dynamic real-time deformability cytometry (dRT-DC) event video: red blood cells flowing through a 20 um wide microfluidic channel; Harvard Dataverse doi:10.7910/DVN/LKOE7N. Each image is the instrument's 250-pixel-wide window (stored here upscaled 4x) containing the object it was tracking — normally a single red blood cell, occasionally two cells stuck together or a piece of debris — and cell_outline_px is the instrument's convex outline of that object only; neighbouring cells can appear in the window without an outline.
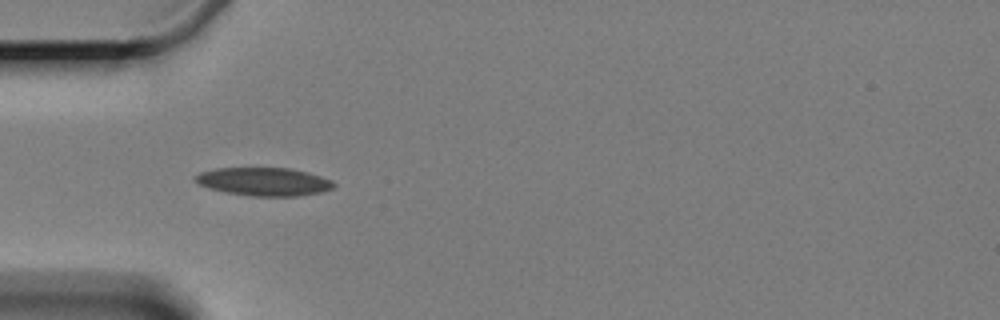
{"species": "Egyptian fruit bat (a non-hibernating species)", "species_latin": "Rousettus aegyptiacus", "temperature_condition": "cold", "stored_images_in_passage": 6, "camera_frame_rate_fps": 3000, "um_per_image_px": 0.085, "animal": {"sex": "female"}, "frame": {"image": 1, "passage_image": 5, "time_ms": 4.667, "image_size_px": [1000, 320], "cell_outline_px": [[336, 184], [332, 188], [320, 192], [296, 196], [248, 196], [224, 192], [208, 188], [200, 184], [196, 180], [196, 176], [200, 172], [216, 168], [288, 168], [308, 172], [332, 180]], "centroid_in_image_um": [22.44, 15.44], "position_along_channel_um": 62.6, "area_um2": 22.66}}
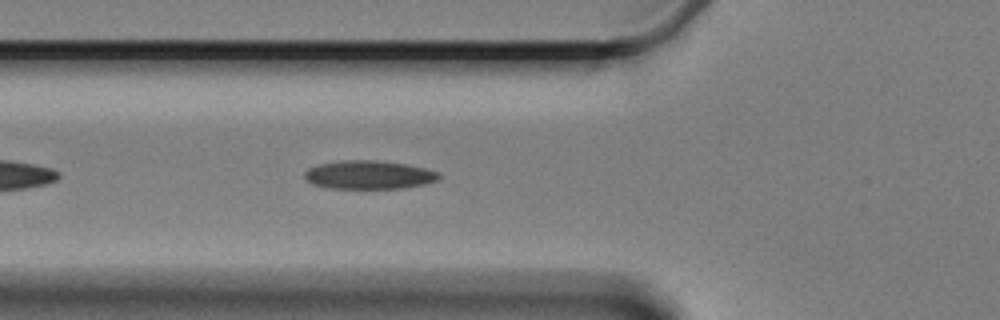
{"frame": {"image": 2, "passage_image": 6, "time_ms": 5.667, "image_size_px": [1000, 320], "cell_outline_px": [[440, 180], [424, 184], [400, 188], [328, 188], [312, 184], [304, 176], [304, 172], [308, 168], [320, 164], [340, 160], [372, 160], [404, 164], [424, 168], [440, 172]], "centroid_in_image_um": [31.35, 14.86], "position_along_channel_um": 94.4, "area_um2": 22.2}}